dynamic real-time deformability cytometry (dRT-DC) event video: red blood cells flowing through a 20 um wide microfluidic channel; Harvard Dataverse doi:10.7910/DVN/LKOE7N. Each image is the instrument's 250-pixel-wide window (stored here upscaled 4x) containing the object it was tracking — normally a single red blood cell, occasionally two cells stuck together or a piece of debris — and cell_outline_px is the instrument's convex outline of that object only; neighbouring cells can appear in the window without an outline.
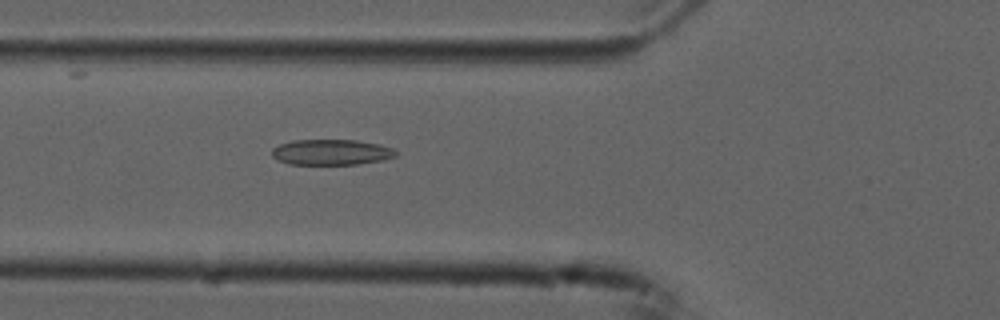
{"species": "common noctule bat (a hibernating species)", "species_latin": "Nyctalus noctula", "temperature_condition": "cold", "stored_images_in_passage": 55, "camera_frame_rate_fps": 3000, "um_per_image_px": 0.085, "animal": {"sex": "male", "forearm_length_mm": 52.5}, "frame": {"image": 1, "passage_image": 20, "time_ms": 6.333, "image_size_px": [1000, 320], "cell_outline_px": [[396, 156], [384, 160], [356, 164], [288, 164], [276, 160], [272, 156], [272, 148], [280, 144], [292, 140], [356, 140], [376, 144], [392, 148], [396, 152]], "centroid_in_image_um": [28.11, 12.94], "position_along_channel_um": 97.7, "area_um2": 18.44}}
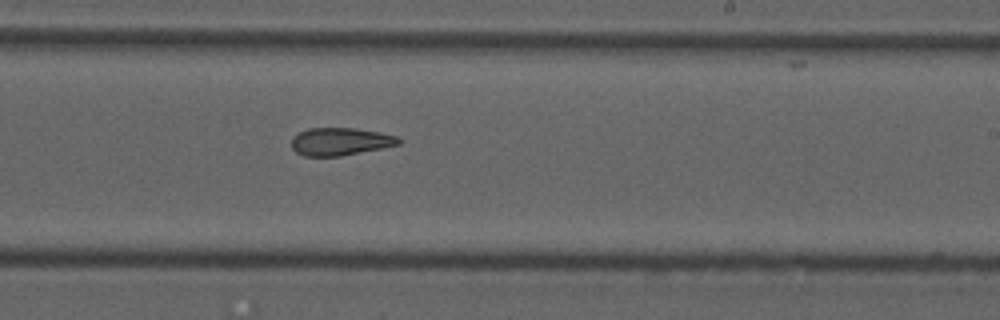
{"frame": {"image": 2, "passage_image": 33, "time_ms": 10.667, "image_size_px": [1000, 320], "cell_outline_px": [[400, 144], [340, 156], [304, 156], [296, 152], [292, 148], [292, 136], [308, 128], [356, 128], [380, 132], [396, 136], [400, 140]], "centroid_in_image_um": [28.89, 12.02], "position_along_channel_um": 260.1, "area_um2": 17.17}}
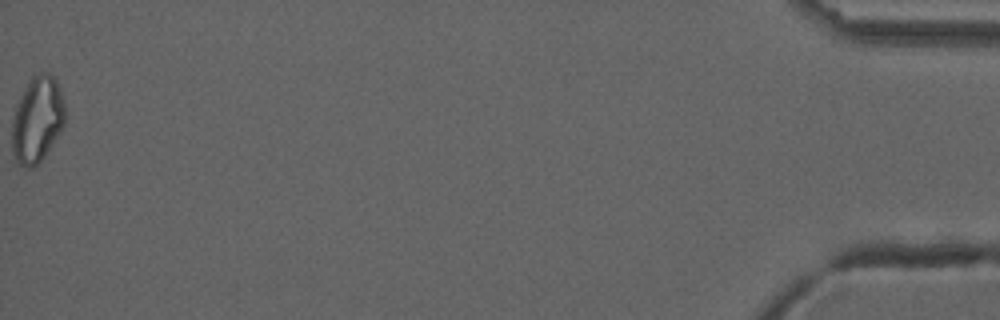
{"frame": {"image": 3, "passage_image": 55, "time_ms": 18.0, "image_size_px": [1000, 320], "cell_outline_px": [[64, 124], [60, 132], [44, 156], [32, 168], [28, 168], [20, 164], [12, 156], [12, 120], [20, 96], [32, 76], [44, 72], [48, 72], [56, 80], [60, 88], [64, 100]], "centroid_in_image_um": [3.16, 10.16], "position_along_channel_um": 432.0, "area_um2": 26.36}, "authors_computed_cell_mechanics": {"area_um2": 19.7098, "velocity_mm_per_s": 3.7418, "shape_relaxation_time_tau1_ms": null, "shape_relaxation_time_tau2_ms": 4.1308, "deformation_change_tau1": null, "deformation_change_tau2": 0.1101}}